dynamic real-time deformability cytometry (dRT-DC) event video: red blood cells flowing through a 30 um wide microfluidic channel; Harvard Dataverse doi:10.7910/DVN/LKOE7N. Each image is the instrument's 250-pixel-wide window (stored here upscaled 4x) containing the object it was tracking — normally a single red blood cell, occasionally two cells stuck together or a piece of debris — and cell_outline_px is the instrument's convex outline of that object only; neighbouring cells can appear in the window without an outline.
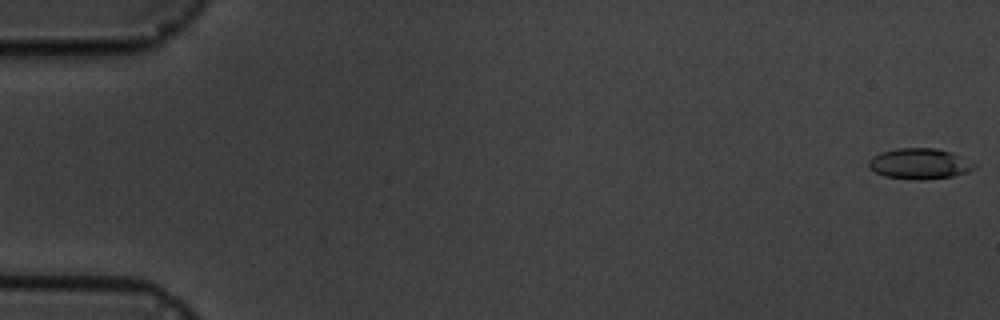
{"species": "common noctule bat (a hibernating species)", "species_latin": "Nyctalus noctula", "temperature_condition": "cold", "stored_images_in_passage": 6, "camera_frame_rate_fps": 3000, "um_per_image_px": 0.085, "animal": {"sex": "male", "body_mass_g": 19.5, "forearm_length_mm": 54.6}, "frame": {"image": 1, "passage_image": 1, "time_ms": 0.0, "image_size_px": [1000, 320], "cell_outline_px": [[976, 168], [952, 176], [924, 180], [916, 180], [884, 176], [868, 168], [868, 160], [872, 156], [880, 152], [896, 148], [936, 148], [952, 152], [976, 164]], "centroid_in_image_um": [78.12, 13.91], "position_along_channel_um": 6.9, "area_um2": 18.96}}